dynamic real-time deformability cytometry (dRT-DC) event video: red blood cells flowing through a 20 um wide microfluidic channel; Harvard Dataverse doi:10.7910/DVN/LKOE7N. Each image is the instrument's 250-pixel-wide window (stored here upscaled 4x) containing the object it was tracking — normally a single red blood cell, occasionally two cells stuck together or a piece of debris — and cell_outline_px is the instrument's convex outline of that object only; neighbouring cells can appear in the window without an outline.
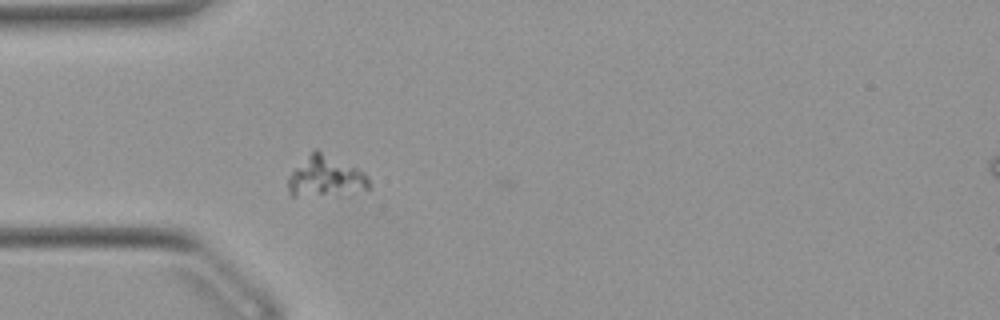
{"species": "Egyptian fruit bat (a non-hibernating species)", "species_latin": "Rousettus aegyptiacus", "temperature_condition": "warm", "stored_images_in_passage": 2, "camera_frame_rate_fps": 3000, "um_per_image_px": 0.085, "animal": {"sex": "female"}, "frame": {"image": 1, "passage_image": 1, "time_ms": 0.0, "image_size_px": [1000, 320], "cell_outline_px": [[372, 188], [340, 196], [292, 196], [288, 192], [288, 176], [316, 148], [364, 172], [368, 176]], "centroid_in_image_um": [27.72, 15.07], "position_along_channel_um": 57.3, "area_um2": 19.42}}